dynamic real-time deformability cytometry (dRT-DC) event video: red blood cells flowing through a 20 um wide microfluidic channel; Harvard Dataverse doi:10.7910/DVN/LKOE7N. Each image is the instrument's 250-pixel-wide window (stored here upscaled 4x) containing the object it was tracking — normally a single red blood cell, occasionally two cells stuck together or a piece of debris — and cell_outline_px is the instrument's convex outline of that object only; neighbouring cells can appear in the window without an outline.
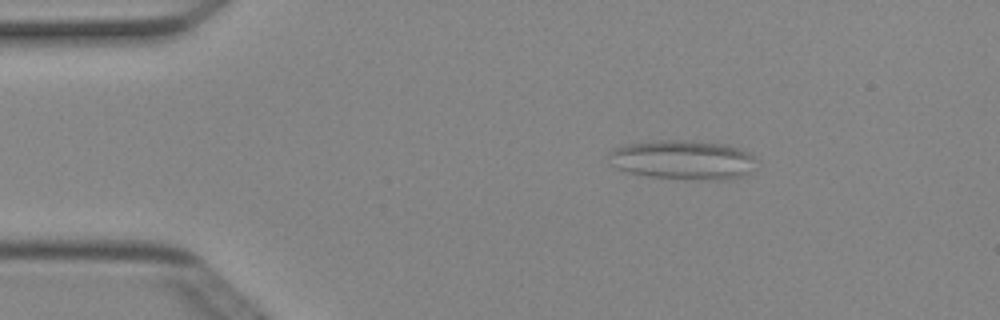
{"species": "Egyptian fruit bat (a non-hibernating species)", "species_latin": "Rousettus aegyptiacus", "temperature_condition": "cold", "stored_images_in_passage": 49, "camera_frame_rate_fps": 3000, "um_per_image_px": 0.085, "animal": {"sex": "female"}, "frame": {"image": 1, "passage_image": 7, "time_ms": 2.0, "image_size_px": [1000, 320], "cell_outline_px": [[752, 156], [748, 172], [740, 176], [728, 180], [716, 180], [652, 176], [632, 172], [616, 168], [612, 164], [608, 152], [612, 148], [624, 144], [660, 140], [676, 140], [720, 144], [736, 148], [748, 152]], "centroid_in_image_um": [57.94, 13.57], "position_along_channel_um": 27.1, "area_um2": 32.71}}
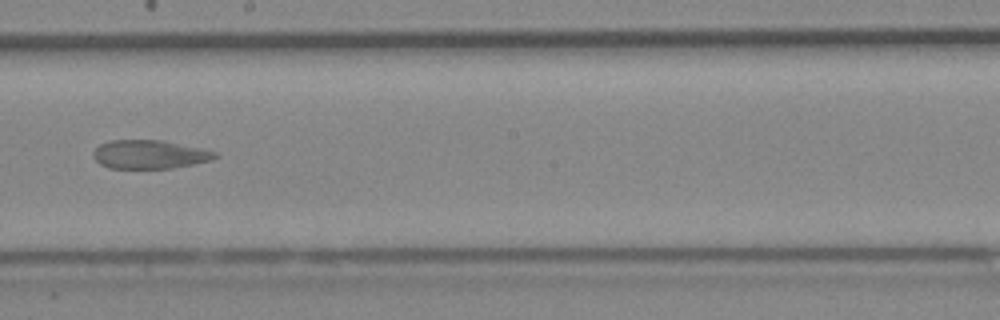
{"frame": {"image": 2, "passage_image": 27, "time_ms": 8.667, "image_size_px": [1000, 320], "cell_outline_px": [[220, 156], [212, 160], [172, 168], [108, 168], [100, 164], [92, 156], [92, 152], [100, 144], [108, 140], [160, 140], [200, 148], [216, 152]], "centroid_in_image_um": [12.69, 13.12], "position_along_channel_um": 235.5, "area_um2": 20.29}}
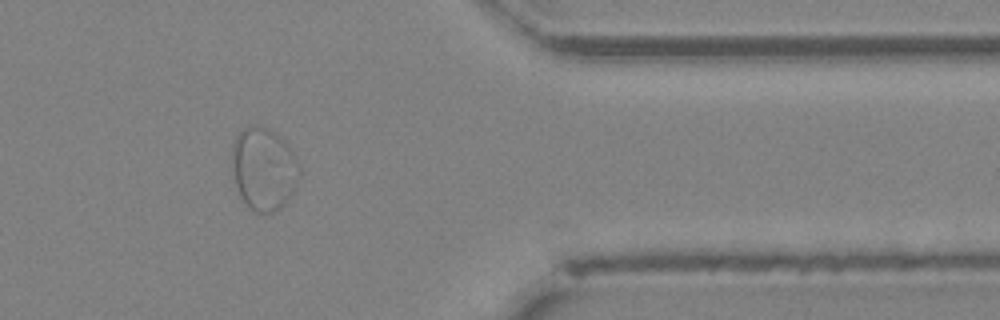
{"frame": {"image": 3, "passage_image": 40, "time_ms": 13.0, "image_size_px": [1000, 320], "cell_outline_px": [[300, 176], [288, 200], [280, 208], [272, 212], [256, 212], [248, 208], [240, 196], [236, 188], [232, 168], [232, 144], [236, 132], [252, 124], [256, 124], [280, 136], [288, 144], [300, 168]], "centroid_in_image_um": [22.39, 14.34], "position_along_channel_um": 389.0, "area_um2": 32.71}}